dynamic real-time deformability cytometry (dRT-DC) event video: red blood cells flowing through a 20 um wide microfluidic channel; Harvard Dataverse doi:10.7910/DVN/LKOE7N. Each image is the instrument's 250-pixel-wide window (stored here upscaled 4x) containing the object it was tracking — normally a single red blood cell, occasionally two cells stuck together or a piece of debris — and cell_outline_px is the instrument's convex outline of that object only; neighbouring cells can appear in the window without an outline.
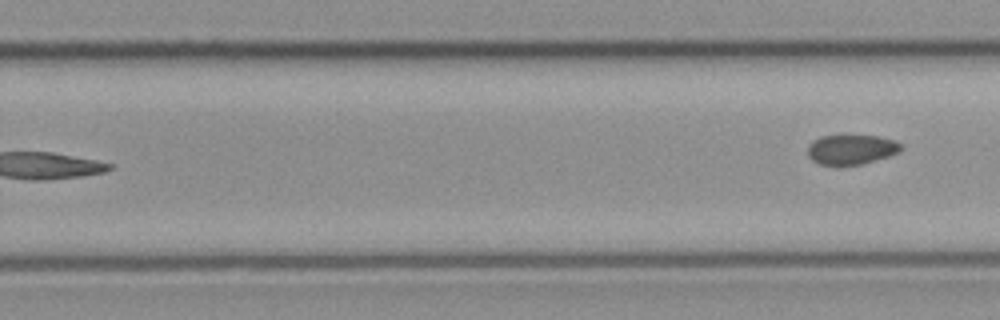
{"species": "common noctule bat (a hibernating species)", "species_latin": "Nyctalus noctula", "temperature_condition": "cold", "stored_images_in_passage": 17, "segment_of_instrument_passage": [2, 2], "camera_frame_rate_fps": 3000, "um_per_image_px": 0.085, "animal": {"sex": "female", "body_mass_g": 21.9}, "frame": {"image": 1, "passage_image": 17, "time_ms": 5.333, "image_size_px": [1000, 320], "cell_outline_px": [[904, 148], [900, 152], [864, 164], [840, 168], [836, 168], [820, 164], [812, 160], [808, 156], [808, 144], [812, 140], [820, 136], [876, 136], [896, 140]], "centroid_in_image_um": [72.34, 12.75], "position_along_channel_um": 257.5, "area_um2": 16.82}}